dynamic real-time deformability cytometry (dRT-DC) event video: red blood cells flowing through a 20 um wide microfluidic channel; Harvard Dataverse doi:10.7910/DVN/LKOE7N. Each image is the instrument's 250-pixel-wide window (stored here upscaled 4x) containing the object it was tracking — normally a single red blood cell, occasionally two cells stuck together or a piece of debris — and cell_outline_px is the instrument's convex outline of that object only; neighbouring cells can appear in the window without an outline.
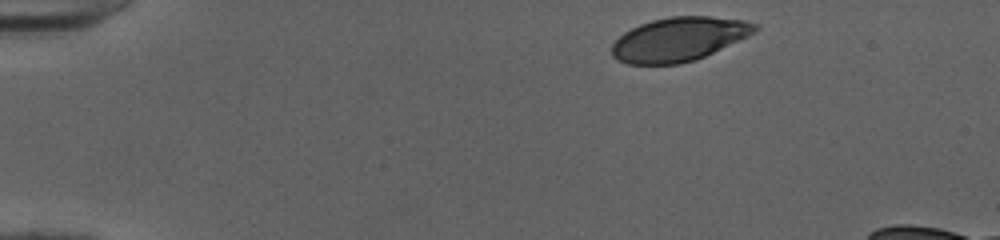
{"species": "human", "species_latin": "Homo sapiens", "temperature_condition": "cold", "stored_images_in_passage": 41, "camera_frame_rate_fps": 3000, "um_per_image_px": 0.085, "donor": {"sex": "female"}, "frame": {"image": 1, "passage_image": 1, "time_ms": 0.0, "image_size_px": [1000, 240], "cell_outline_px": [[760, 28], [756, 32], [748, 36], [696, 60], [680, 64], [628, 64], [616, 60], [612, 56], [612, 44], [624, 32], [640, 24], [652, 20], [668, 16], [708, 16], [744, 20], [760, 24]], "centroid_in_image_um": [57.72, 3.33], "position_along_channel_um": 27.3, "area_um2": 36.76}}
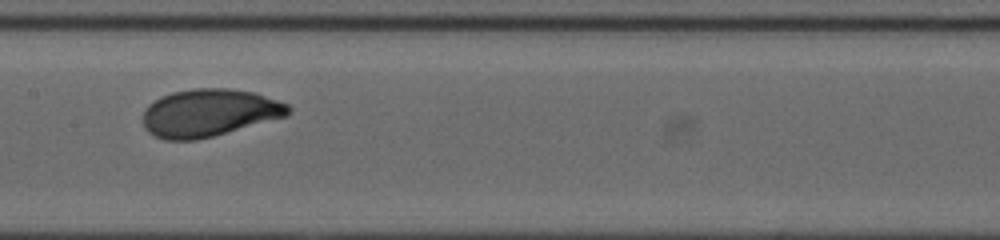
{"frame": {"image": 2, "passage_image": 20, "time_ms": 6.333, "image_size_px": [1000, 240], "cell_outline_px": [[292, 112], [288, 116], [212, 136], [196, 140], [164, 140], [148, 132], [144, 128], [144, 108], [148, 104], [160, 96], [172, 92], [192, 88], [228, 88], [256, 92], [288, 104], [292, 108]], "centroid_in_image_um": [17.79, 9.58], "position_along_channel_um": 189.6, "area_um2": 40.58}}
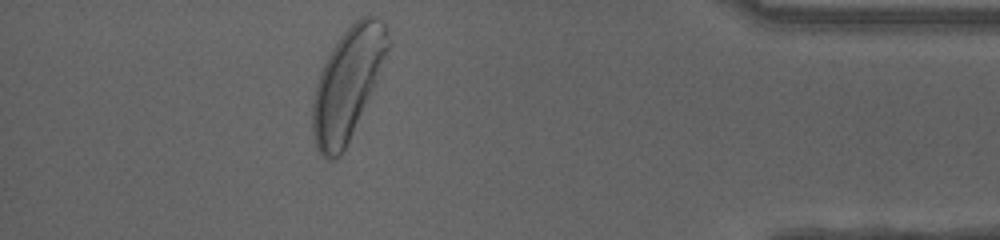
{"frame": {"image": 3, "passage_image": 39, "time_ms": 12.667, "image_size_px": [1000, 240], "cell_outline_px": [[392, 44], [376, 80], [352, 132], [340, 156], [332, 160], [328, 160], [316, 148], [312, 128], [312, 104], [316, 84], [320, 72], [332, 48], [340, 36], [360, 16], [368, 12], [372, 12], [388, 28]], "centroid_in_image_um": [29.56, 7.03], "position_along_channel_um": 405.6, "area_um2": 48.26}, "authors_computed_cell_mechanics": {"area_um2": 39.1884, "velocity_mm_per_s": 3.9794, "shape_relaxation_time_tau1_ms": 2.384, "shape_relaxation_time_tau2_ms": 0.8104, "deformation_change_tau1": 0.146, "deformation_change_tau2": 0.051}}